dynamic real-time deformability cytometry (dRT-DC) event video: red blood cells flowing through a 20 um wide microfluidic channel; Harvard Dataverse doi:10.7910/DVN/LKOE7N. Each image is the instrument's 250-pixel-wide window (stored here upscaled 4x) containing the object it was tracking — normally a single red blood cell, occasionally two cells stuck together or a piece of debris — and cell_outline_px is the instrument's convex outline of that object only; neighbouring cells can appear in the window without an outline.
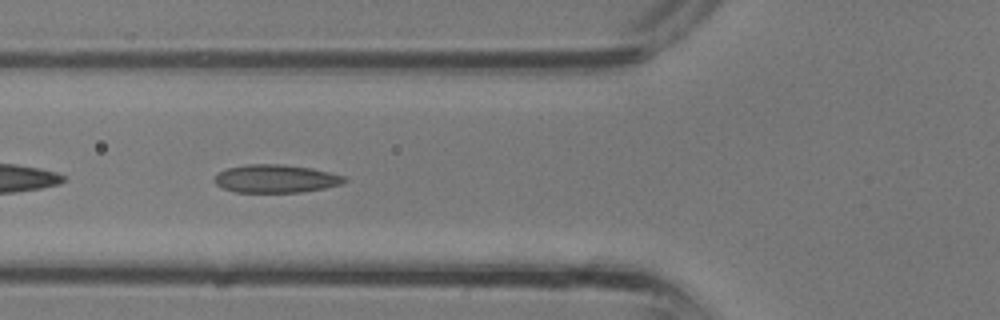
{"species": "common noctule bat (a hibernating species)", "species_latin": "Nyctalus noctula", "temperature_condition": "room temperature", "stored_images_in_passage": 35, "camera_frame_rate_fps": 3000, "um_per_image_px": 0.085, "animal": {"sex": "male", "body_mass_g": 13.3}, "frame": {"image": 1, "passage_image": 13, "time_ms": 4.0, "image_size_px": [1000, 320], "cell_outline_px": [[348, 180], [340, 184], [324, 188], [300, 192], [236, 192], [224, 188], [216, 184], [216, 176], [220, 172], [228, 168], [248, 164], [280, 164], [312, 168], [344, 176]], "centroid_in_image_um": [23.46, 15.18], "position_along_channel_um": 102.3, "area_um2": 20.92}}
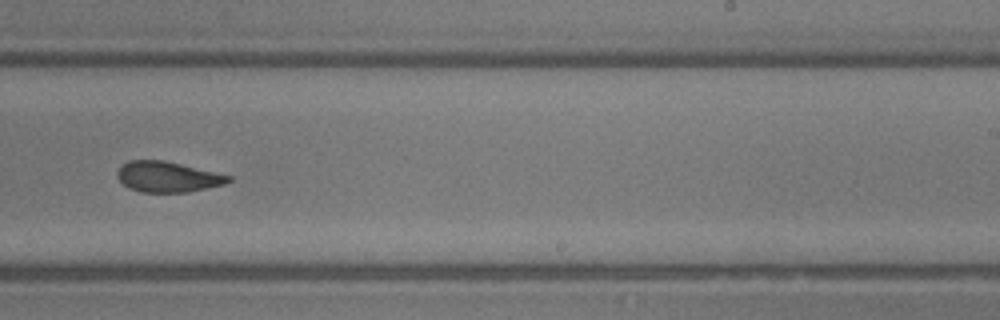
{"frame": {"image": 2, "passage_image": 22, "time_ms": 7.0, "image_size_px": [1000, 320], "cell_outline_px": [[232, 180], [224, 184], [188, 192], [140, 192], [128, 188], [116, 176], [116, 172], [128, 160], [164, 160], [232, 176]], "centroid_in_image_um": [14.24, 15.03], "position_along_channel_um": 274.8, "area_um2": 19.71}}
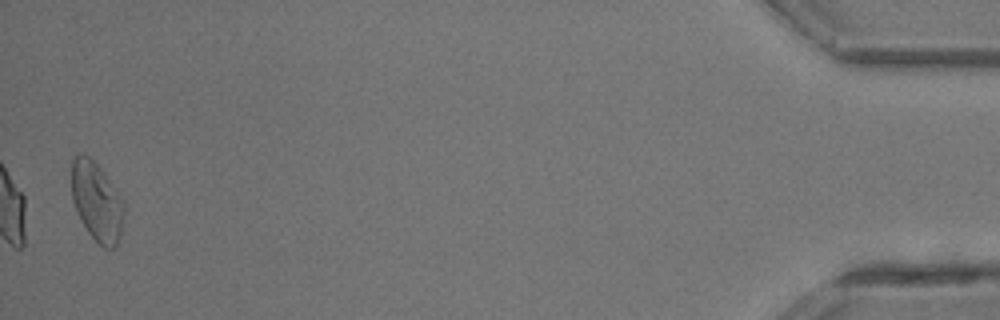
{"frame": {"image": 3, "passage_image": 35, "time_ms": 11.333, "image_size_px": [1000, 320], "cell_outline_px": [[124, 216], [120, 240], [112, 248], [104, 248], [88, 232], [72, 200], [72, 160], [76, 156], [84, 152], [104, 172], [120, 192], [124, 204]], "centroid_in_image_um": [8.26, 17.12], "position_along_channel_um": 426.9, "area_um2": 24.1}}